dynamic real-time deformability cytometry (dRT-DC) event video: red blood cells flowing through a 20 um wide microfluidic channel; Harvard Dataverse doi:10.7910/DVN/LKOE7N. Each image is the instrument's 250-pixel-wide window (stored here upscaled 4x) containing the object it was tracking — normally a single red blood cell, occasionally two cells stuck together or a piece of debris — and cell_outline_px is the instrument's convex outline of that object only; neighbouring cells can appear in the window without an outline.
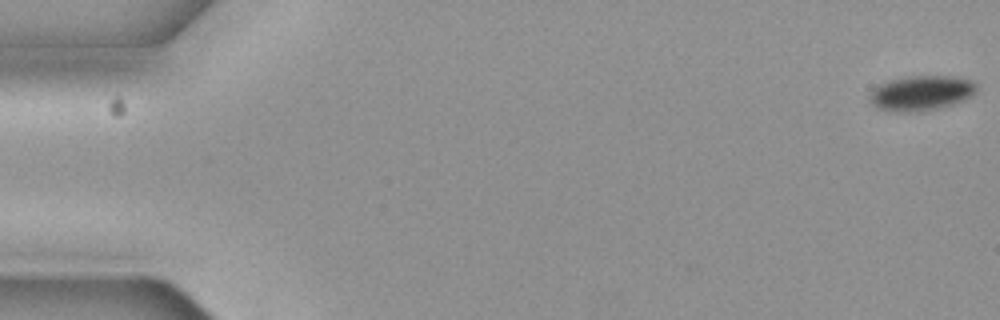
{"species": "common noctule bat (a hibernating species)", "species_latin": "Nyctalus noctula", "temperature_condition": "cold", "stored_images_in_passage": 4, "camera_frame_rate_fps": 3000, "um_per_image_px": 0.085, "animal": {"sex": "female", "body_mass_g": 19.3, "forearm_length_mm": 54.1}, "frame": {"image": 1, "passage_image": 1, "time_ms": 0.0, "image_size_px": [1000, 320], "cell_outline_px": [[976, 92], [972, 96], [964, 100], [952, 104], [936, 108], [916, 112], [896, 112], [876, 108], [868, 100], [868, 96], [880, 84], [888, 80], [908, 76], [952, 76], [972, 80], [976, 84]], "centroid_in_image_um": [78.29, 7.91], "position_along_channel_um": 6.7, "area_um2": 21.85}}